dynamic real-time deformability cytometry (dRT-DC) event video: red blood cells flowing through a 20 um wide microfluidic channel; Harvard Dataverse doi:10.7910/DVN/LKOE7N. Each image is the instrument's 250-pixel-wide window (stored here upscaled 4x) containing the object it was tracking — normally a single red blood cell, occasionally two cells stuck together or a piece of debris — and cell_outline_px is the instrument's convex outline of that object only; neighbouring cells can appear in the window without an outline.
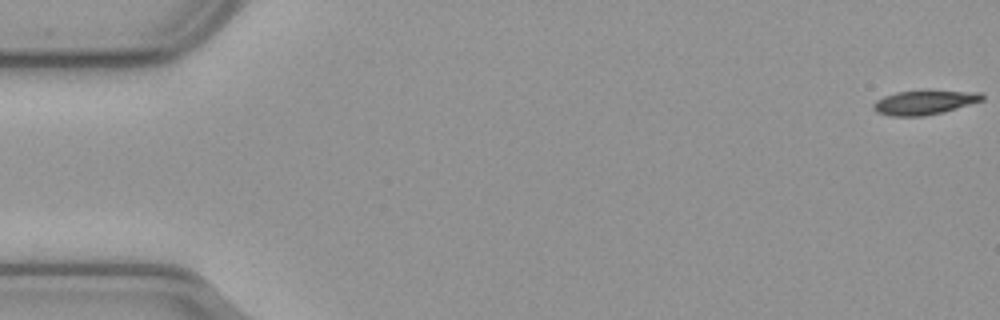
{"species": "common noctule bat (a hibernating species)", "species_latin": "Nyctalus noctula", "temperature_condition": "cold", "stored_images_in_passage": 57, "camera_frame_rate_fps": 3000, "um_per_image_px": 0.085, "animal": {"sex": "male", "body_mass_g": 23.1, "forearm_length_mm": 52.7}, "frame": {"image": 1, "passage_image": 1, "time_ms": 0.0, "image_size_px": [1000, 320], "cell_outline_px": [[984, 100], [944, 112], [924, 116], [892, 116], [876, 112], [872, 108], [872, 104], [876, 100], [884, 96], [896, 92], [924, 88], [928, 88], [980, 92], [984, 96]], "centroid_in_image_um": [78.59, 8.66], "position_along_channel_um": 6.4, "area_um2": 16.24}}
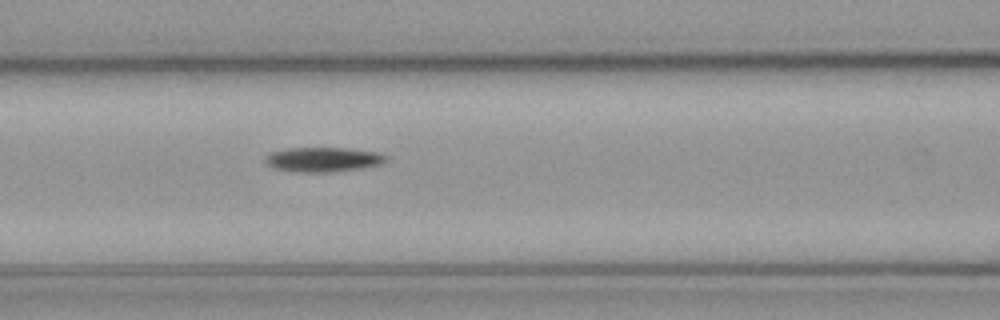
{"frame": {"image": 2, "passage_image": 24, "time_ms": 7.667, "image_size_px": [1000, 320], "cell_outline_px": [[388, 160], [380, 164], [360, 168], [328, 172], [300, 172], [272, 168], [264, 160], [264, 156], [268, 152], [288, 148], [348, 148], [376, 152], [388, 156]], "centroid_in_image_um": [27.42, 13.55], "position_along_channel_um": 139.2, "area_um2": 17.34}}
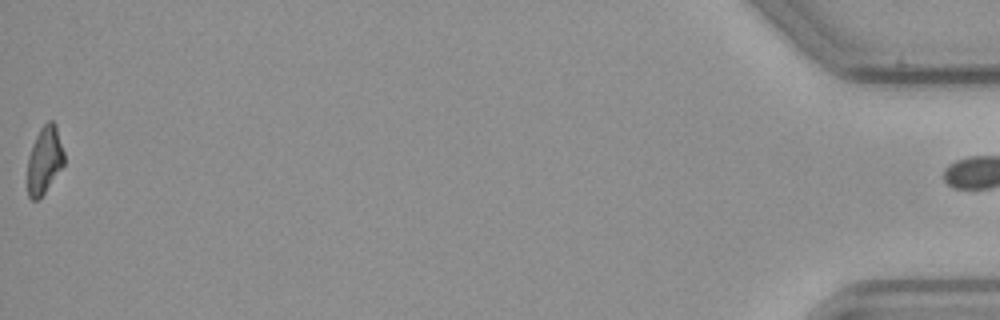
{"frame": {"image": 3, "passage_image": 57, "time_ms": 18.667, "image_size_px": [1000, 320], "cell_outline_px": [[64, 164], [44, 192], [36, 200], [32, 200], [28, 196], [28, 156], [32, 144], [40, 128], [48, 120], [52, 120], [56, 124], [64, 152]], "centroid_in_image_um": [3.78, 13.56], "position_along_channel_um": 431.4, "area_um2": 14.22}, "authors_computed_cell_mechanics": {"area_um2": 16.0684, "velocity_mm_per_s": 3.6326, "shape_relaxation_time_tau1_ms": 4.7401, "shape_relaxation_time_tau2_ms": null, "deformation_change_tau1": 0.1146, "deformation_change_tau2": null}}